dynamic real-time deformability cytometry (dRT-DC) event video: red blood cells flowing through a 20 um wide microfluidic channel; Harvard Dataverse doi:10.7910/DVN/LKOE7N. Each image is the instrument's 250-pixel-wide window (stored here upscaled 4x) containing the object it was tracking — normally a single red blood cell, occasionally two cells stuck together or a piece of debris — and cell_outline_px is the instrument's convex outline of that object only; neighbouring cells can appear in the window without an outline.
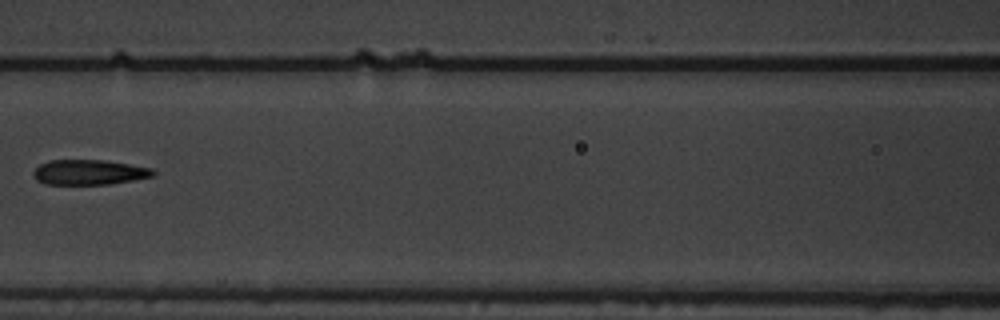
{"species": "common noctule bat (a hibernating species)", "species_latin": "Nyctalus noctula", "temperature_condition": "warm", "stored_images_in_passage": 9, "camera_frame_rate_fps": 3000, "um_per_image_px": 0.085, "animal": {"sex": "male", "body_mass_g": 19.5, "forearm_length_mm": 54.6}, "frame": {"image": 1, "passage_image": 6, "time_ms": 1.667, "image_size_px": [1000, 320], "cell_outline_px": [[156, 176], [108, 184], [44, 184], [36, 180], [32, 176], [32, 172], [40, 164], [48, 160], [104, 160], [152, 168], [156, 172]], "centroid_in_image_um": [7.56, 14.64], "position_along_channel_um": 159.0, "area_um2": 17.57}}
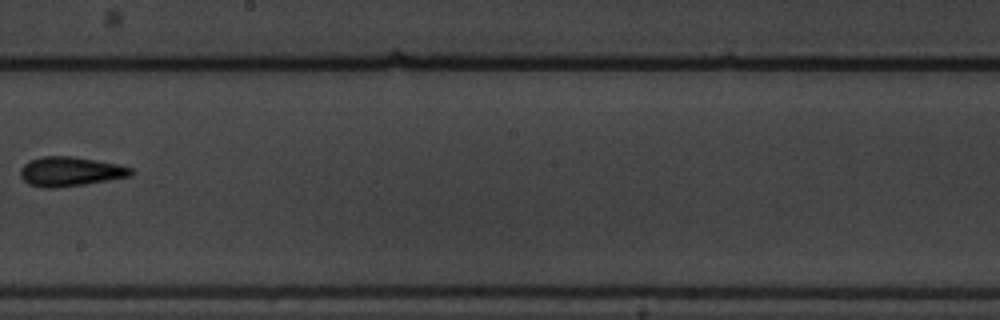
{"frame": {"image": 2, "passage_image": 8, "time_ms": 2.333, "image_size_px": [1000, 320], "cell_outline_px": [[132, 176], [84, 184], [56, 188], [40, 188], [28, 184], [20, 176], [20, 168], [24, 164], [32, 160], [44, 156], [72, 156], [120, 164], [132, 168]], "centroid_in_image_um": [5.97, 14.58], "position_along_channel_um": 242.2, "area_um2": 19.02}}
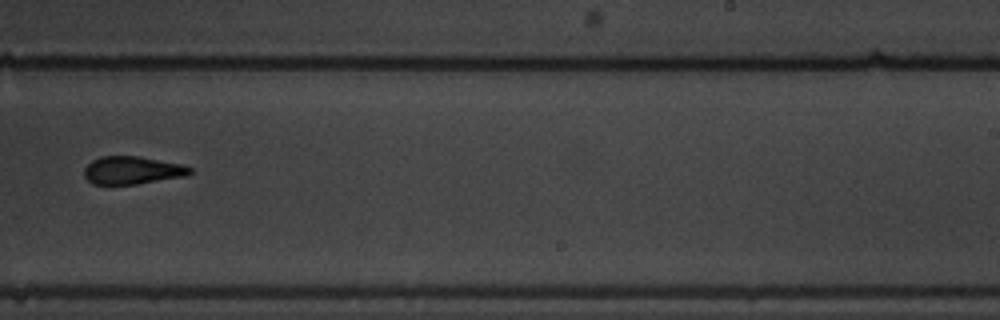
{"frame": {"image": 3, "passage_image": 9, "time_ms": 2.667, "image_size_px": [1000, 320], "cell_outline_px": [[192, 172], [188, 176], [136, 184], [92, 184], [84, 176], [84, 168], [92, 160], [100, 156], [136, 156], [180, 164], [192, 168]], "centroid_in_image_um": [11.23, 14.48], "position_along_channel_um": 277.8, "area_um2": 17.11}}